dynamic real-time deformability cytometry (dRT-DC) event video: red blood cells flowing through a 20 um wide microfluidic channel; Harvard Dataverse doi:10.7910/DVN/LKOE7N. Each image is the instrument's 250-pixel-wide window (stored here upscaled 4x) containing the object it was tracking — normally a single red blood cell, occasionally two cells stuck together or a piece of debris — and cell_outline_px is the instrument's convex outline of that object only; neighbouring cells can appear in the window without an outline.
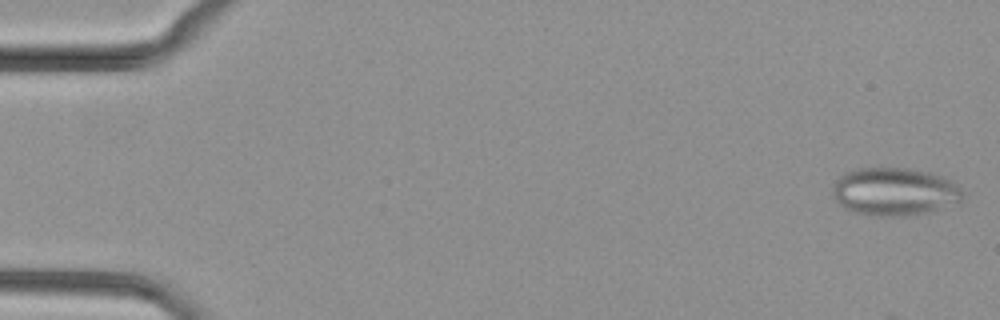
{"species": "common noctule bat (a hibernating species)", "species_latin": "Nyctalus noctula", "temperature_condition": "cold", "stored_images_in_passage": 49, "camera_frame_rate_fps": 3000, "um_per_image_px": 0.085, "animal": {"sex": "female", "body_mass_g": 29.2, "forearm_length_mm": 56.3}, "frame": {"image": 1, "passage_image": 1, "time_ms": 0.0, "image_size_px": [1000, 320], "cell_outline_px": [[964, 192], [960, 200], [924, 212], [908, 216], [872, 216], [848, 212], [832, 196], [832, 188], [836, 180], [844, 172], [856, 168], [880, 164], [908, 168], [932, 172], [952, 180]], "centroid_in_image_um": [75.94, 16.23], "position_along_channel_um": 9.1, "area_um2": 37.22}}
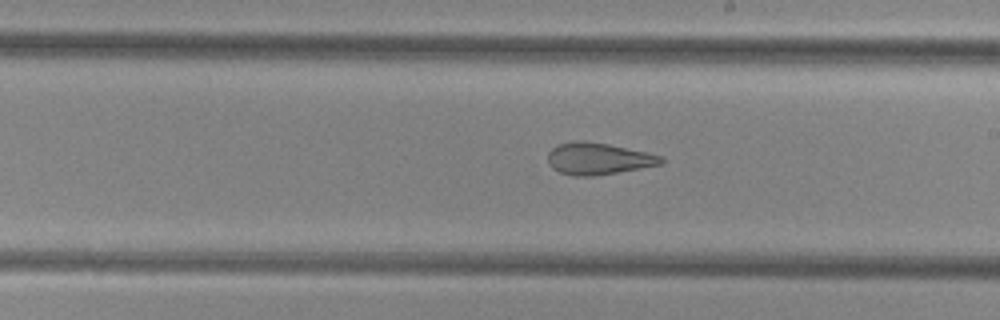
{"frame": {"image": 2, "passage_image": 28, "time_ms": 9.0, "image_size_px": [1000, 320], "cell_outline_px": [[664, 164], [596, 176], [572, 176], [560, 172], [552, 168], [548, 164], [548, 152], [556, 144], [572, 140], [580, 140], [608, 144], [648, 152], [664, 156]], "centroid_in_image_um": [50.86, 13.48], "position_along_channel_um": 238.1, "area_um2": 21.39}}
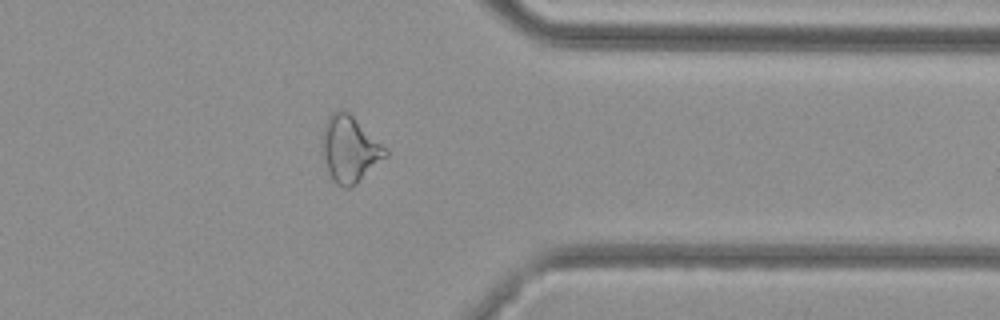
{"frame": {"image": 3, "passage_image": 39, "time_ms": 12.667, "image_size_px": [1000, 320], "cell_outline_px": [[388, 156], [356, 184], [348, 188], [344, 188], [336, 184], [332, 180], [328, 172], [324, 160], [320, 140], [324, 124], [328, 116], [332, 112], [340, 108], [348, 112], [388, 148]], "centroid_in_image_um": [29.72, 12.67], "position_along_channel_um": 381.7, "area_um2": 24.85}}